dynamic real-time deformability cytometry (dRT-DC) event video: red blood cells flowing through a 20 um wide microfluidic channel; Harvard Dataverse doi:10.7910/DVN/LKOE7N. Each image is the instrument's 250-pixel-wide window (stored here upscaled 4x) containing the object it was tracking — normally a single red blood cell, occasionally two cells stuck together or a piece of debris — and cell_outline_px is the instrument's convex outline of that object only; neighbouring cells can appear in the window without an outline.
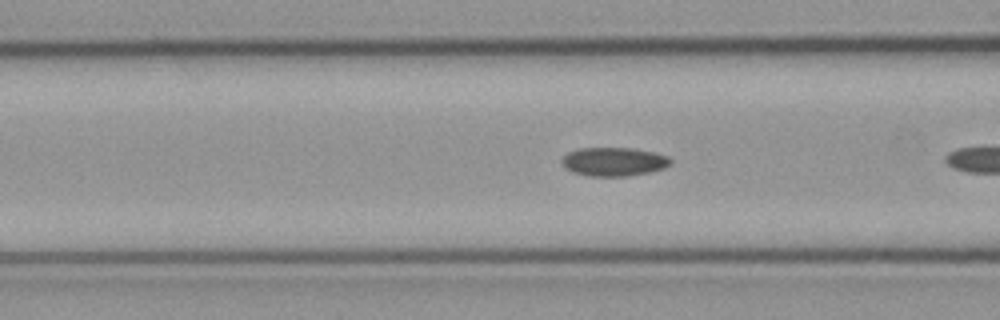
{"species": "common noctule bat (a hibernating species)", "species_latin": "Nyctalus noctula", "temperature_condition": "cold", "stored_images_in_passage": 8, "camera_frame_rate_fps": 3000, "um_per_image_px": 0.085, "animal": {"sex": "male", "body_mass_g": 23.1, "forearm_length_mm": 52.7}, "frame": {"image": 1, "passage_image": 6, "time_ms": 1.667, "image_size_px": [1000, 320], "cell_outline_px": [[672, 164], [664, 168], [648, 172], [628, 176], [588, 176], [572, 172], [564, 168], [560, 160], [568, 152], [580, 148], [632, 148], [652, 152], [668, 156], [672, 160]], "centroid_in_image_um": [52.15, 13.75], "position_along_channel_um": 114.4, "area_um2": 18.26}}